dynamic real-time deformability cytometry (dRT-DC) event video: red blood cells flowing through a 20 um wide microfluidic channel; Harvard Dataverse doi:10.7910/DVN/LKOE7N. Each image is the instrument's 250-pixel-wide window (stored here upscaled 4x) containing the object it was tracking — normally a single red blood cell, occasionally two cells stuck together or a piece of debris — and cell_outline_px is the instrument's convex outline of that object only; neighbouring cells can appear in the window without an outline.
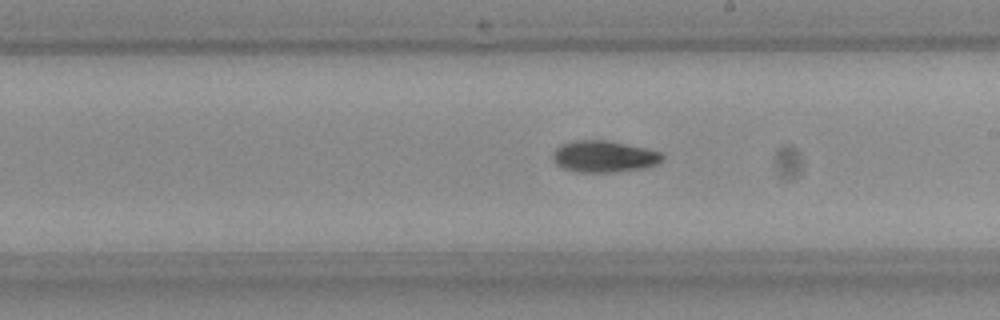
{"species": "Egyptian fruit bat (a non-hibernating species)", "species_latin": "Rousettus aegyptiacus", "temperature_condition": "room temperature", "stored_images_in_passage": 32, "camera_frame_rate_fps": 3000, "um_per_image_px": 0.085, "frame": {"image": 1, "passage_image": 15, "time_ms": 4.667, "image_size_px": [1000, 320], "cell_outline_px": [[664, 156], [656, 164], [648, 168], [608, 172], [576, 172], [564, 168], [556, 164], [552, 160], [552, 152], [560, 144], [576, 140], [608, 140], [660, 152]], "centroid_in_image_um": [51.28, 13.3], "position_along_channel_um": 237.7, "area_um2": 20.11}}
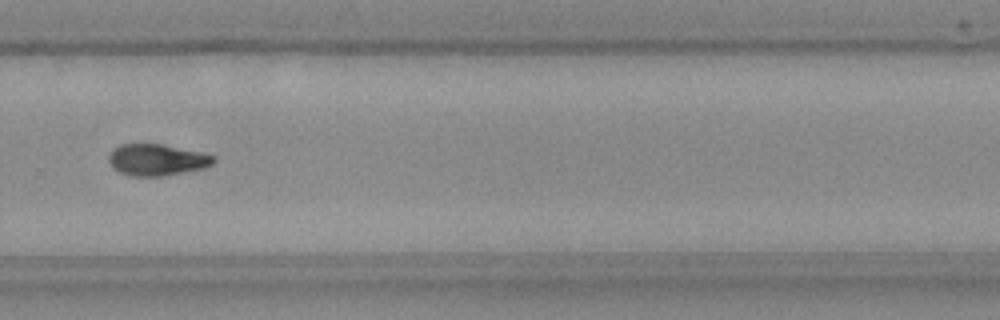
{"frame": {"image": 2, "passage_image": 21, "time_ms": 6.667, "image_size_px": [1000, 320], "cell_outline_px": [[216, 160], [212, 164], [204, 168], [160, 176], [132, 176], [120, 172], [112, 168], [108, 160], [108, 156], [120, 144], [160, 144], [196, 152], [212, 156]], "centroid_in_image_um": [13.28, 13.6], "position_along_channel_um": 316.5, "area_um2": 18.73}}
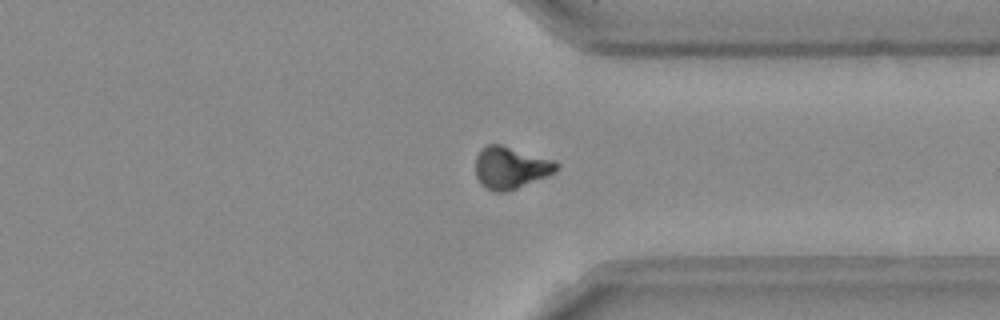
{"frame": {"image": 3, "passage_image": 25, "time_ms": 8.0, "image_size_px": [1000, 320], "cell_outline_px": [[560, 164], [548, 176], [508, 192], [492, 192], [484, 188], [480, 184], [476, 176], [476, 156], [480, 148], [488, 144], [500, 144], [556, 160]], "centroid_in_image_um": [43.38, 14.26], "position_along_channel_um": 368.0, "area_um2": 20.17}, "authors_computed_cell_mechanics": {"area_um2": 19.4786, "velocity_mm_per_s": 3.9595, "shape_relaxation_time_tau1_ms": 7.6043, "shape_relaxation_time_tau2_ms": null, "deformation_change_tau1": 0.1531, "deformation_change_tau2": null}}